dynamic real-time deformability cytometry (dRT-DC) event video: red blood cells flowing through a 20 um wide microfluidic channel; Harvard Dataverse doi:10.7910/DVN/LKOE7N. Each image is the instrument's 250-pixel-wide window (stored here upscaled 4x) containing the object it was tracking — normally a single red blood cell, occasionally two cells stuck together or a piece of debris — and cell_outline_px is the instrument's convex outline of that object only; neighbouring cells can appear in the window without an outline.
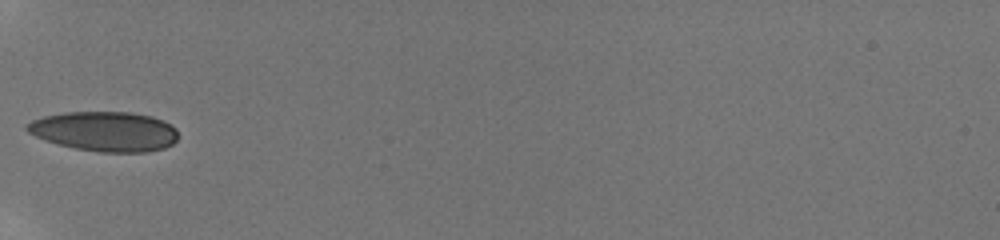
{"species": "human", "species_latin": "Homo sapiens", "temperature_condition": "room temperature", "stored_images_in_passage": 34, "camera_frame_rate_fps": 3000, "um_per_image_px": 0.085, "donor": {"sex": "male"}, "frame": {"image": 1, "passage_image": 1, "time_ms": 0.0, "image_size_px": [1000, 240], "cell_outline_px": [[176, 140], [172, 144], [164, 148], [148, 152], [100, 152], [76, 148], [44, 140], [28, 132], [24, 128], [24, 124], [32, 120], [44, 116], [64, 112], [128, 112], [152, 116], [176, 128]], "centroid_in_image_um": [8.87, 11.16], "position_along_channel_um": 76.1, "area_um2": 34.91}}
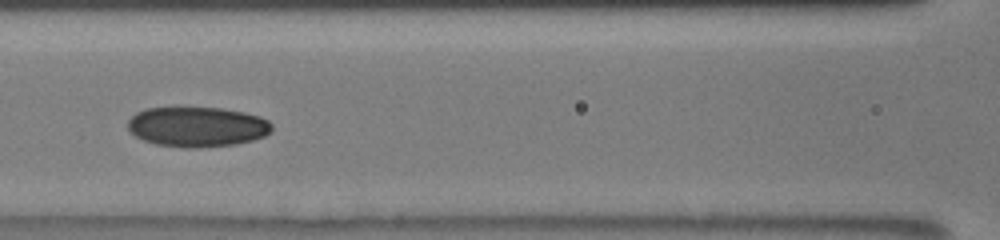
{"frame": {"image": 2, "passage_image": 7, "time_ms": 2.0, "image_size_px": [1000, 240], "cell_outline_px": [[272, 132], [264, 136], [252, 140], [236, 144], [196, 148], [188, 148], [156, 144], [144, 140], [136, 136], [128, 128], [128, 120], [136, 112], [144, 108], [220, 108], [244, 112], [260, 116], [268, 120], [272, 124]], "centroid_in_image_um": [16.78, 10.78], "position_along_channel_um": 149.8, "area_um2": 33.58}}
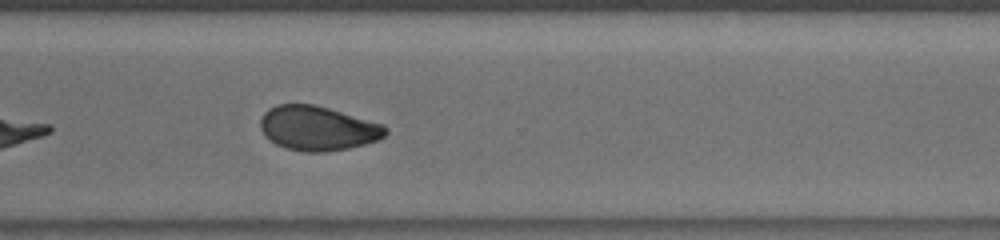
{"frame": {"image": 3, "passage_image": 22, "time_ms": 7.0, "image_size_px": [1000, 240], "cell_outline_px": [[388, 132], [384, 136], [376, 140], [364, 144], [348, 148], [324, 152], [304, 152], [288, 148], [276, 144], [268, 140], [264, 136], [260, 128], [260, 120], [264, 112], [268, 108], [276, 104], [312, 104], [328, 108], [384, 124], [388, 128]], "centroid_in_image_um": [26.98, 10.9], "position_along_channel_um": 343.6, "area_um2": 32.48}, "authors_computed_cell_mechanics": {"area_um2": 32.4836, "velocity_mm_per_s": 3.8787, "shape_relaxation_time_tau1_ms": 7.6022, "shape_relaxation_time_tau2_ms": 2.3378, "deformation_change_tau1": 0.1453, "deformation_change_tau2": 0.0604}}